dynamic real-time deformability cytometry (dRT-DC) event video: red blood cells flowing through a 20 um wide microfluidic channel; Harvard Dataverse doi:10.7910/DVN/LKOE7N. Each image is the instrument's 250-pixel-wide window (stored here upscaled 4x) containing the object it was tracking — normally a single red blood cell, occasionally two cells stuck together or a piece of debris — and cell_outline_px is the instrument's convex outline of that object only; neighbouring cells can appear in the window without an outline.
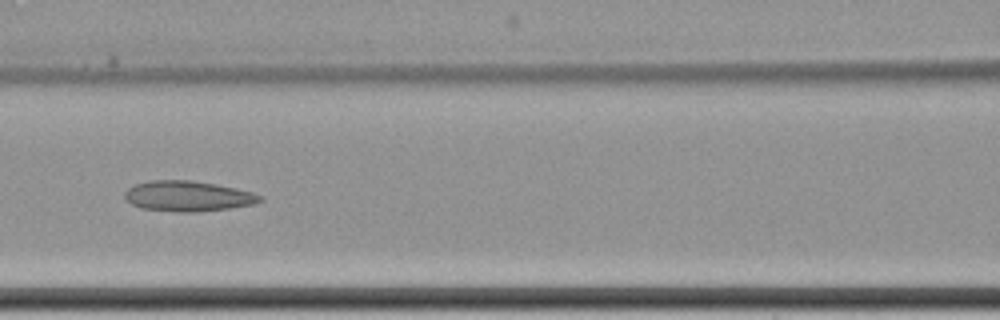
{"species": "common noctule bat (a hibernating species)", "species_latin": "Nyctalus noctula", "temperature_condition": "cold", "stored_images_in_passage": 10, "camera_frame_rate_fps": 3000, "um_per_image_px": 0.085, "animal": {"sex": "female", "body_mass_g": 22.7, "forearm_length_mm": 54.2}, "frame": {"image": 1, "passage_image": 9, "time_ms": 10.333, "image_size_px": [1000, 320], "cell_outline_px": [[264, 200], [256, 204], [228, 208], [192, 212], [176, 212], [140, 208], [132, 204], [124, 196], [124, 192], [128, 188], [136, 184], [152, 180], [192, 180], [216, 184], [236, 188], [252, 192], [264, 196]], "centroid_in_image_um": [16.0, 16.67], "position_along_channel_um": 150.6, "area_um2": 24.04}}
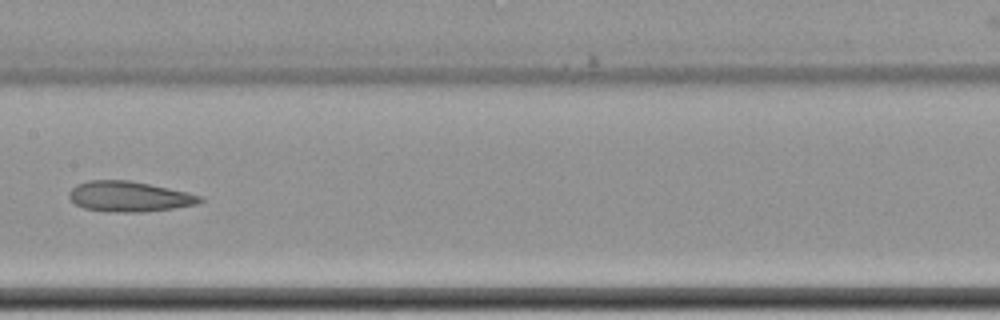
{"frame": {"image": 2, "passage_image": 10, "time_ms": 11.667, "image_size_px": [1000, 320], "cell_outline_px": [[204, 200], [200, 204], [172, 208], [140, 212], [108, 212], [84, 208], [76, 204], [68, 196], [68, 192], [76, 184], [88, 180], [128, 180], [188, 192], [200, 196]], "centroid_in_image_um": [10.96, 16.7], "position_along_channel_um": 196.4, "area_um2": 23.12}}